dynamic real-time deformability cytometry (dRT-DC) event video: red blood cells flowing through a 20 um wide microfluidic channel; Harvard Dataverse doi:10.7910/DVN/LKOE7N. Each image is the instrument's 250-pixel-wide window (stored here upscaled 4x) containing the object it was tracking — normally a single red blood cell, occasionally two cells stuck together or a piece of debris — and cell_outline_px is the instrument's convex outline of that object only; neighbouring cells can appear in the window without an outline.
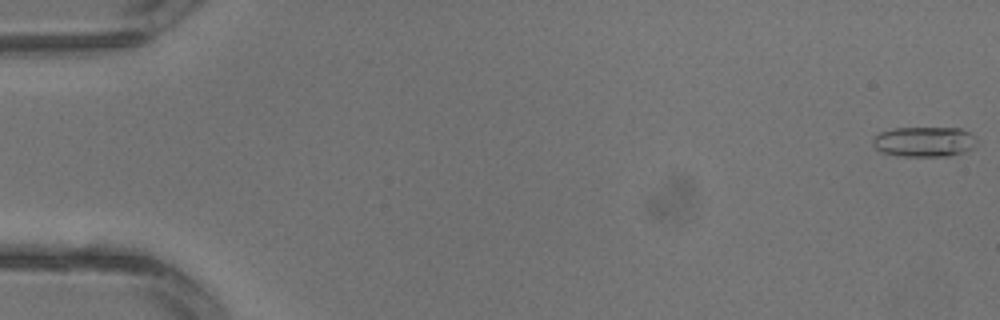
{"species": "common noctule bat (a hibernating species)", "species_latin": "Nyctalus noctula", "temperature_condition": "warm", "stored_images_in_passage": 3, "camera_frame_rate_fps": 3000, "um_per_image_px": 0.085, "animal": {"sex": "male", "body_mass_g": 13.3}, "frame": {"image": 1, "passage_image": 1, "time_ms": 0.0, "image_size_px": [1000, 320], "cell_outline_px": [[976, 144], [972, 148], [964, 152], [948, 156], [896, 156], [880, 152], [872, 144], [872, 140], [880, 132], [892, 128], [960, 128], [968, 132], [976, 140]], "centroid_in_image_um": [78.52, 12.05], "position_along_channel_um": 6.5, "area_um2": 18.26}}
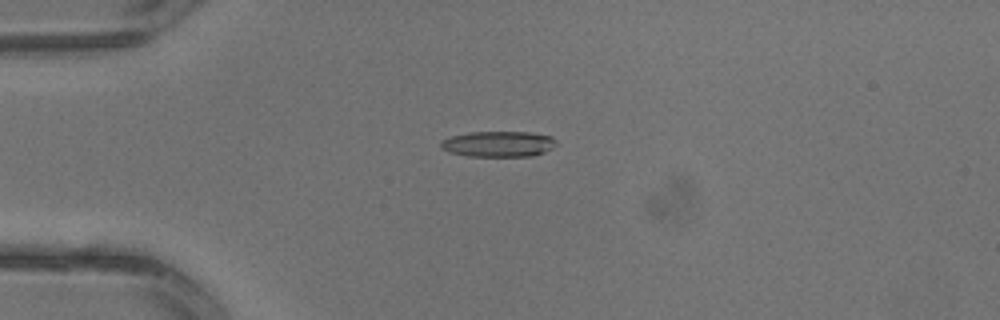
{"frame": {"image": 2, "passage_image": 3, "time_ms": 0.667, "image_size_px": [1000, 320], "cell_outline_px": [[556, 144], [552, 148], [544, 152], [532, 156], [468, 156], [448, 152], [440, 148], [440, 140], [452, 136], [468, 132], [528, 132], [552, 136], [556, 140]], "centroid_in_image_um": [42.34, 12.24], "position_along_channel_um": 42.7, "area_um2": 17.4}}